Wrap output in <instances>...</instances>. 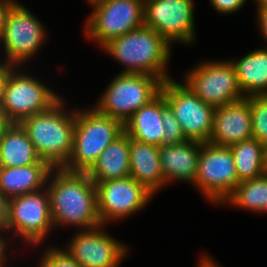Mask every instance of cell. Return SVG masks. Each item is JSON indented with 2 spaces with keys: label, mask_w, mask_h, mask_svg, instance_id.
Here are the masks:
<instances>
[{
  "label": "cell",
  "mask_w": 267,
  "mask_h": 267,
  "mask_svg": "<svg viewBox=\"0 0 267 267\" xmlns=\"http://www.w3.org/2000/svg\"><path fill=\"white\" fill-rule=\"evenodd\" d=\"M47 30L23 4L16 1L9 9L0 38L5 61L12 67H23L47 40Z\"/></svg>",
  "instance_id": "cell-8"
},
{
  "label": "cell",
  "mask_w": 267,
  "mask_h": 267,
  "mask_svg": "<svg viewBox=\"0 0 267 267\" xmlns=\"http://www.w3.org/2000/svg\"><path fill=\"white\" fill-rule=\"evenodd\" d=\"M256 15L259 33L263 36V40L267 42V10H256Z\"/></svg>",
  "instance_id": "cell-32"
},
{
  "label": "cell",
  "mask_w": 267,
  "mask_h": 267,
  "mask_svg": "<svg viewBox=\"0 0 267 267\" xmlns=\"http://www.w3.org/2000/svg\"><path fill=\"white\" fill-rule=\"evenodd\" d=\"M172 45L158 32L143 25L111 39L101 49L121 63V73H140L158 77L163 82L168 73Z\"/></svg>",
  "instance_id": "cell-2"
},
{
  "label": "cell",
  "mask_w": 267,
  "mask_h": 267,
  "mask_svg": "<svg viewBox=\"0 0 267 267\" xmlns=\"http://www.w3.org/2000/svg\"><path fill=\"white\" fill-rule=\"evenodd\" d=\"M17 0H0V38L2 37L6 15Z\"/></svg>",
  "instance_id": "cell-31"
},
{
  "label": "cell",
  "mask_w": 267,
  "mask_h": 267,
  "mask_svg": "<svg viewBox=\"0 0 267 267\" xmlns=\"http://www.w3.org/2000/svg\"><path fill=\"white\" fill-rule=\"evenodd\" d=\"M239 183L255 179L267 172V147L252 137L229 147Z\"/></svg>",
  "instance_id": "cell-24"
},
{
  "label": "cell",
  "mask_w": 267,
  "mask_h": 267,
  "mask_svg": "<svg viewBox=\"0 0 267 267\" xmlns=\"http://www.w3.org/2000/svg\"><path fill=\"white\" fill-rule=\"evenodd\" d=\"M5 233H9L8 199L0 193V240H7L4 236H2L3 234L5 235Z\"/></svg>",
  "instance_id": "cell-30"
},
{
  "label": "cell",
  "mask_w": 267,
  "mask_h": 267,
  "mask_svg": "<svg viewBox=\"0 0 267 267\" xmlns=\"http://www.w3.org/2000/svg\"><path fill=\"white\" fill-rule=\"evenodd\" d=\"M9 241L8 240H0V267H8L6 266V261H7V252L8 251V245H9Z\"/></svg>",
  "instance_id": "cell-34"
},
{
  "label": "cell",
  "mask_w": 267,
  "mask_h": 267,
  "mask_svg": "<svg viewBox=\"0 0 267 267\" xmlns=\"http://www.w3.org/2000/svg\"><path fill=\"white\" fill-rule=\"evenodd\" d=\"M194 6L193 0H144V25L171 45H191L197 38Z\"/></svg>",
  "instance_id": "cell-13"
},
{
  "label": "cell",
  "mask_w": 267,
  "mask_h": 267,
  "mask_svg": "<svg viewBox=\"0 0 267 267\" xmlns=\"http://www.w3.org/2000/svg\"><path fill=\"white\" fill-rule=\"evenodd\" d=\"M97 212L102 225L122 221L144 209L155 196L131 176L95 183Z\"/></svg>",
  "instance_id": "cell-14"
},
{
  "label": "cell",
  "mask_w": 267,
  "mask_h": 267,
  "mask_svg": "<svg viewBox=\"0 0 267 267\" xmlns=\"http://www.w3.org/2000/svg\"><path fill=\"white\" fill-rule=\"evenodd\" d=\"M167 106L166 99L160 92L148 104L132 114L124 124V132L132 139L162 146V112Z\"/></svg>",
  "instance_id": "cell-19"
},
{
  "label": "cell",
  "mask_w": 267,
  "mask_h": 267,
  "mask_svg": "<svg viewBox=\"0 0 267 267\" xmlns=\"http://www.w3.org/2000/svg\"><path fill=\"white\" fill-rule=\"evenodd\" d=\"M260 213H267V200L262 208V211Z\"/></svg>",
  "instance_id": "cell-38"
},
{
  "label": "cell",
  "mask_w": 267,
  "mask_h": 267,
  "mask_svg": "<svg viewBox=\"0 0 267 267\" xmlns=\"http://www.w3.org/2000/svg\"><path fill=\"white\" fill-rule=\"evenodd\" d=\"M19 68L10 69L3 87L1 106L10 123L44 112L62 97L32 74L19 72Z\"/></svg>",
  "instance_id": "cell-6"
},
{
  "label": "cell",
  "mask_w": 267,
  "mask_h": 267,
  "mask_svg": "<svg viewBox=\"0 0 267 267\" xmlns=\"http://www.w3.org/2000/svg\"><path fill=\"white\" fill-rule=\"evenodd\" d=\"M267 200V172L263 175L239 183L224 200L223 206L230 204L235 208L260 213Z\"/></svg>",
  "instance_id": "cell-25"
},
{
  "label": "cell",
  "mask_w": 267,
  "mask_h": 267,
  "mask_svg": "<svg viewBox=\"0 0 267 267\" xmlns=\"http://www.w3.org/2000/svg\"><path fill=\"white\" fill-rule=\"evenodd\" d=\"M184 82L205 103L217 108L245 98L231 60H204L188 70Z\"/></svg>",
  "instance_id": "cell-9"
},
{
  "label": "cell",
  "mask_w": 267,
  "mask_h": 267,
  "mask_svg": "<svg viewBox=\"0 0 267 267\" xmlns=\"http://www.w3.org/2000/svg\"><path fill=\"white\" fill-rule=\"evenodd\" d=\"M188 140L208 142L215 107L202 101L184 82L165 80L160 91Z\"/></svg>",
  "instance_id": "cell-12"
},
{
  "label": "cell",
  "mask_w": 267,
  "mask_h": 267,
  "mask_svg": "<svg viewBox=\"0 0 267 267\" xmlns=\"http://www.w3.org/2000/svg\"><path fill=\"white\" fill-rule=\"evenodd\" d=\"M11 68H12V66L9 63H7L4 59H3L2 63L0 60V105L2 104L4 83H5L7 74Z\"/></svg>",
  "instance_id": "cell-33"
},
{
  "label": "cell",
  "mask_w": 267,
  "mask_h": 267,
  "mask_svg": "<svg viewBox=\"0 0 267 267\" xmlns=\"http://www.w3.org/2000/svg\"><path fill=\"white\" fill-rule=\"evenodd\" d=\"M238 184L231 149L209 142L202 143L194 187L208 202L219 206Z\"/></svg>",
  "instance_id": "cell-11"
},
{
  "label": "cell",
  "mask_w": 267,
  "mask_h": 267,
  "mask_svg": "<svg viewBox=\"0 0 267 267\" xmlns=\"http://www.w3.org/2000/svg\"><path fill=\"white\" fill-rule=\"evenodd\" d=\"M61 97L48 110L23 119L25 130L39 158L52 168H63L73 151L75 110L67 111Z\"/></svg>",
  "instance_id": "cell-3"
},
{
  "label": "cell",
  "mask_w": 267,
  "mask_h": 267,
  "mask_svg": "<svg viewBox=\"0 0 267 267\" xmlns=\"http://www.w3.org/2000/svg\"><path fill=\"white\" fill-rule=\"evenodd\" d=\"M130 176L156 195L166 182L161 170L159 146L129 137Z\"/></svg>",
  "instance_id": "cell-18"
},
{
  "label": "cell",
  "mask_w": 267,
  "mask_h": 267,
  "mask_svg": "<svg viewBox=\"0 0 267 267\" xmlns=\"http://www.w3.org/2000/svg\"><path fill=\"white\" fill-rule=\"evenodd\" d=\"M250 109L253 137L267 147V95L251 96Z\"/></svg>",
  "instance_id": "cell-26"
},
{
  "label": "cell",
  "mask_w": 267,
  "mask_h": 267,
  "mask_svg": "<svg viewBox=\"0 0 267 267\" xmlns=\"http://www.w3.org/2000/svg\"><path fill=\"white\" fill-rule=\"evenodd\" d=\"M252 137L250 97L215 108L209 143L230 147Z\"/></svg>",
  "instance_id": "cell-16"
},
{
  "label": "cell",
  "mask_w": 267,
  "mask_h": 267,
  "mask_svg": "<svg viewBox=\"0 0 267 267\" xmlns=\"http://www.w3.org/2000/svg\"><path fill=\"white\" fill-rule=\"evenodd\" d=\"M46 188L54 228L89 230L102 225L97 212V190L87 172L53 168Z\"/></svg>",
  "instance_id": "cell-1"
},
{
  "label": "cell",
  "mask_w": 267,
  "mask_h": 267,
  "mask_svg": "<svg viewBox=\"0 0 267 267\" xmlns=\"http://www.w3.org/2000/svg\"><path fill=\"white\" fill-rule=\"evenodd\" d=\"M84 23L86 38L100 49L111 39L144 25V0H99Z\"/></svg>",
  "instance_id": "cell-7"
},
{
  "label": "cell",
  "mask_w": 267,
  "mask_h": 267,
  "mask_svg": "<svg viewBox=\"0 0 267 267\" xmlns=\"http://www.w3.org/2000/svg\"><path fill=\"white\" fill-rule=\"evenodd\" d=\"M207 255L208 254L200 257L197 267H221L217 261L215 262L212 257Z\"/></svg>",
  "instance_id": "cell-35"
},
{
  "label": "cell",
  "mask_w": 267,
  "mask_h": 267,
  "mask_svg": "<svg viewBox=\"0 0 267 267\" xmlns=\"http://www.w3.org/2000/svg\"><path fill=\"white\" fill-rule=\"evenodd\" d=\"M245 97L267 95V47L231 59Z\"/></svg>",
  "instance_id": "cell-23"
},
{
  "label": "cell",
  "mask_w": 267,
  "mask_h": 267,
  "mask_svg": "<svg viewBox=\"0 0 267 267\" xmlns=\"http://www.w3.org/2000/svg\"><path fill=\"white\" fill-rule=\"evenodd\" d=\"M96 1H99V0H86V2H87L89 5L95 3Z\"/></svg>",
  "instance_id": "cell-39"
},
{
  "label": "cell",
  "mask_w": 267,
  "mask_h": 267,
  "mask_svg": "<svg viewBox=\"0 0 267 267\" xmlns=\"http://www.w3.org/2000/svg\"><path fill=\"white\" fill-rule=\"evenodd\" d=\"M10 124L11 123L5 116L4 109L0 105V135Z\"/></svg>",
  "instance_id": "cell-36"
},
{
  "label": "cell",
  "mask_w": 267,
  "mask_h": 267,
  "mask_svg": "<svg viewBox=\"0 0 267 267\" xmlns=\"http://www.w3.org/2000/svg\"><path fill=\"white\" fill-rule=\"evenodd\" d=\"M163 81L140 73H119L98 98L94 108L123 124L132 114L148 104L161 91Z\"/></svg>",
  "instance_id": "cell-5"
},
{
  "label": "cell",
  "mask_w": 267,
  "mask_h": 267,
  "mask_svg": "<svg viewBox=\"0 0 267 267\" xmlns=\"http://www.w3.org/2000/svg\"><path fill=\"white\" fill-rule=\"evenodd\" d=\"M211 6L220 14H235L247 3V0H209Z\"/></svg>",
  "instance_id": "cell-29"
},
{
  "label": "cell",
  "mask_w": 267,
  "mask_h": 267,
  "mask_svg": "<svg viewBox=\"0 0 267 267\" xmlns=\"http://www.w3.org/2000/svg\"><path fill=\"white\" fill-rule=\"evenodd\" d=\"M87 173L94 183L129 177V136L123 132L108 145Z\"/></svg>",
  "instance_id": "cell-21"
},
{
  "label": "cell",
  "mask_w": 267,
  "mask_h": 267,
  "mask_svg": "<svg viewBox=\"0 0 267 267\" xmlns=\"http://www.w3.org/2000/svg\"><path fill=\"white\" fill-rule=\"evenodd\" d=\"M104 227L78 230L64 249L82 267H119L129 246L109 235Z\"/></svg>",
  "instance_id": "cell-15"
},
{
  "label": "cell",
  "mask_w": 267,
  "mask_h": 267,
  "mask_svg": "<svg viewBox=\"0 0 267 267\" xmlns=\"http://www.w3.org/2000/svg\"><path fill=\"white\" fill-rule=\"evenodd\" d=\"M162 123L164 126L162 146L178 144L188 140L169 106H167L162 112Z\"/></svg>",
  "instance_id": "cell-28"
},
{
  "label": "cell",
  "mask_w": 267,
  "mask_h": 267,
  "mask_svg": "<svg viewBox=\"0 0 267 267\" xmlns=\"http://www.w3.org/2000/svg\"><path fill=\"white\" fill-rule=\"evenodd\" d=\"M48 164L37 155L34 144L19 123H11L0 135V167Z\"/></svg>",
  "instance_id": "cell-22"
},
{
  "label": "cell",
  "mask_w": 267,
  "mask_h": 267,
  "mask_svg": "<svg viewBox=\"0 0 267 267\" xmlns=\"http://www.w3.org/2000/svg\"><path fill=\"white\" fill-rule=\"evenodd\" d=\"M52 169L49 164L0 167V193L9 199L42 190Z\"/></svg>",
  "instance_id": "cell-20"
},
{
  "label": "cell",
  "mask_w": 267,
  "mask_h": 267,
  "mask_svg": "<svg viewBox=\"0 0 267 267\" xmlns=\"http://www.w3.org/2000/svg\"><path fill=\"white\" fill-rule=\"evenodd\" d=\"M201 144L200 141L186 140L178 144L159 146L160 165L166 185L173 181H186L194 186Z\"/></svg>",
  "instance_id": "cell-17"
},
{
  "label": "cell",
  "mask_w": 267,
  "mask_h": 267,
  "mask_svg": "<svg viewBox=\"0 0 267 267\" xmlns=\"http://www.w3.org/2000/svg\"><path fill=\"white\" fill-rule=\"evenodd\" d=\"M8 229L12 233L9 236L15 235L32 247L40 246L47 239L55 228L46 187L8 199Z\"/></svg>",
  "instance_id": "cell-10"
},
{
  "label": "cell",
  "mask_w": 267,
  "mask_h": 267,
  "mask_svg": "<svg viewBox=\"0 0 267 267\" xmlns=\"http://www.w3.org/2000/svg\"><path fill=\"white\" fill-rule=\"evenodd\" d=\"M255 3L257 7L256 10H267V0H256Z\"/></svg>",
  "instance_id": "cell-37"
},
{
  "label": "cell",
  "mask_w": 267,
  "mask_h": 267,
  "mask_svg": "<svg viewBox=\"0 0 267 267\" xmlns=\"http://www.w3.org/2000/svg\"><path fill=\"white\" fill-rule=\"evenodd\" d=\"M123 132L121 121L99 113L94 107L76 109L73 151L63 168L88 172L104 149Z\"/></svg>",
  "instance_id": "cell-4"
},
{
  "label": "cell",
  "mask_w": 267,
  "mask_h": 267,
  "mask_svg": "<svg viewBox=\"0 0 267 267\" xmlns=\"http://www.w3.org/2000/svg\"><path fill=\"white\" fill-rule=\"evenodd\" d=\"M39 267H82L65 249L47 246L42 251Z\"/></svg>",
  "instance_id": "cell-27"
}]
</instances>
